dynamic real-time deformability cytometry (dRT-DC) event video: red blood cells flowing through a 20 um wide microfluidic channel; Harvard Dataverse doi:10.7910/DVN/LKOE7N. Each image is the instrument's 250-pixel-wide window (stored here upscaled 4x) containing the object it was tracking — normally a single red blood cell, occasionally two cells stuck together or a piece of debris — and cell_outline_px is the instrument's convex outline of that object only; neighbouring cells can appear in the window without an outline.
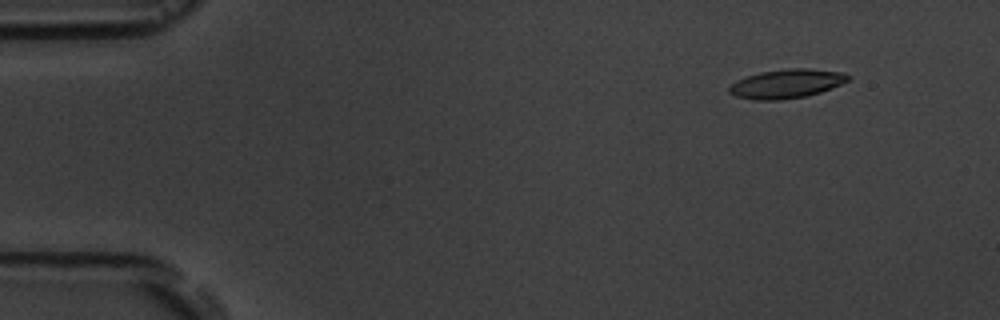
{"species": "common noctule bat (a hibernating species)", "species_latin": "Nyctalus noctula", "temperature_condition": "room temperature", "stored_images_in_passage": 5, "camera_frame_rate_fps": 3000, "um_per_image_px": 0.085, "animal": {"sex": "male", "body_mass_g": 19.5, "forearm_length_mm": 54.6}, "frame": {"image": 1, "passage_image": 2, "time_ms": 1.0, "image_size_px": [1000, 320], "cell_outline_px": [[852, 76], [848, 80], [832, 88], [820, 92], [804, 96], [780, 100], [752, 100], [736, 96], [728, 92], [728, 88], [736, 80], [760, 72], [788, 68], [808, 68], [844, 72]], "centroid_in_image_um": [66.86, 7.11], "position_along_channel_um": 18.1, "area_um2": 20.11}}